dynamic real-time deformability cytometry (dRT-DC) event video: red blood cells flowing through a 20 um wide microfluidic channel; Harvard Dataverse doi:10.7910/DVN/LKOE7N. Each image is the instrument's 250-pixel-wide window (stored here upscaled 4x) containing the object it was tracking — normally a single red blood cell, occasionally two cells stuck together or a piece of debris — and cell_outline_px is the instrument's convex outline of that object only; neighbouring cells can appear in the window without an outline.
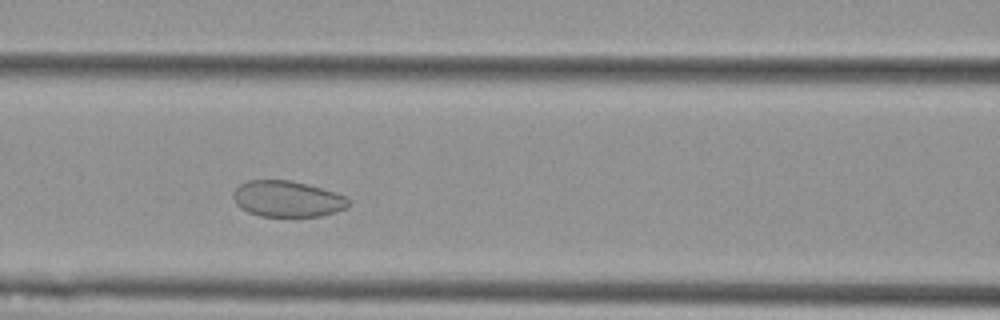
{"species": "Egyptian fruit bat (a non-hibernating species)", "species_latin": "Rousettus aegyptiacus", "temperature_condition": "cold", "stored_images_in_passage": 45, "camera_frame_rate_fps": 3000, "um_per_image_px": 0.085, "animal": {"sex": "female"}, "frame": {"image": 1, "passage_image": 14, "time_ms": 4.333, "image_size_px": [1000, 320], "cell_outline_px": [[352, 200], [344, 208], [336, 212], [320, 216], [260, 216], [248, 212], [240, 208], [236, 204], [232, 196], [232, 192], [240, 184], [248, 180], [292, 180], [308, 184], [344, 196]], "centroid_in_image_um": [24.38, 16.9], "position_along_channel_um": 142.2, "area_um2": 24.22}}
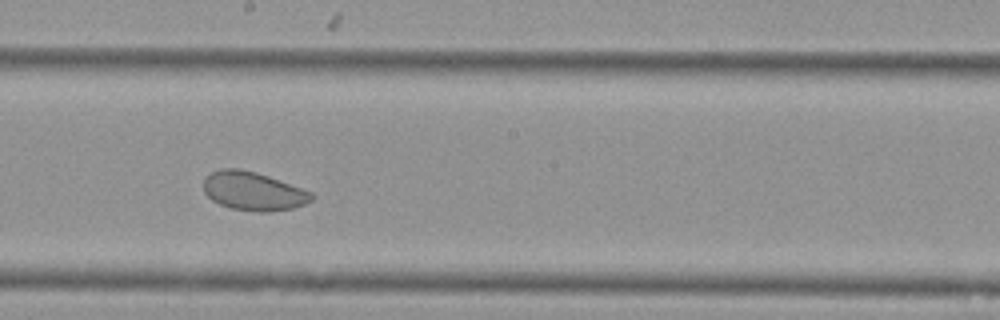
{"frame": {"image": 2, "passage_image": 21, "time_ms": 6.667, "image_size_px": [1000, 320], "cell_outline_px": [[316, 196], [312, 200], [304, 204], [292, 208], [268, 212], [260, 212], [232, 208], [220, 204], [212, 200], [204, 192], [204, 180], [212, 172], [220, 168], [240, 168], [256, 172], [268, 176], [312, 192]], "centroid_in_image_um": [21.54, 16.24], "position_along_channel_um": 226.7, "area_um2": 24.16}}
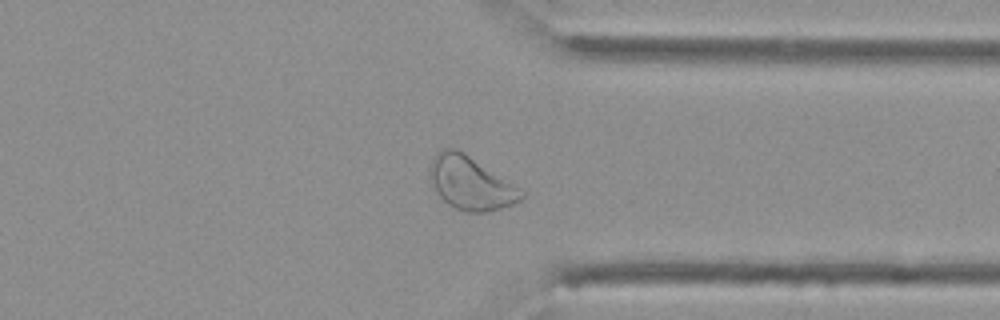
{"frame": {"image": 3, "passage_image": 33, "time_ms": 10.667, "image_size_px": [1000, 320], "cell_outline_px": [[524, 196], [520, 200], [512, 204], [500, 208], [484, 212], [464, 212], [448, 204], [436, 192], [432, 184], [428, 172], [428, 168], [436, 152], [444, 148], [456, 148], [464, 152], [524, 192]], "centroid_in_image_um": [39.94, 15.56], "position_along_channel_um": 371.5, "area_um2": 27.98}}